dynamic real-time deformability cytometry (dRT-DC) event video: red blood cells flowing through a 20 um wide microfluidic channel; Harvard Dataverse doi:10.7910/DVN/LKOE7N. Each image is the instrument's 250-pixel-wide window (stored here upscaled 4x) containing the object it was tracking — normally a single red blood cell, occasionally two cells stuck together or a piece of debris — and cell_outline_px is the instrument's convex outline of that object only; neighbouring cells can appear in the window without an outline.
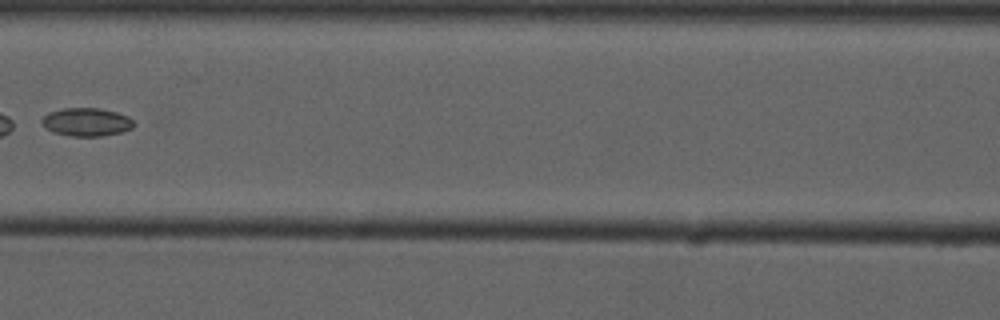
{"species": "common noctule bat (a hibernating species)", "species_latin": "Nyctalus noctula", "temperature_condition": "cold", "stored_images_in_passage": 5, "camera_frame_rate_fps": 3000, "um_per_image_px": 0.085, "animal": {"sex": "male", "forearm_length_mm": 52.5}, "frame": {"image": 1, "passage_image": 5, "time_ms": 4.667, "image_size_px": [1000, 320], "cell_outline_px": [[136, 124], [132, 128], [120, 132], [100, 136], [72, 136], [52, 132], [40, 124], [40, 120], [48, 112], [60, 108], [96, 108], [116, 112], [128, 116]], "centroid_in_image_um": [7.31, 10.37], "position_along_channel_um": 159.3, "area_um2": 15.2}}